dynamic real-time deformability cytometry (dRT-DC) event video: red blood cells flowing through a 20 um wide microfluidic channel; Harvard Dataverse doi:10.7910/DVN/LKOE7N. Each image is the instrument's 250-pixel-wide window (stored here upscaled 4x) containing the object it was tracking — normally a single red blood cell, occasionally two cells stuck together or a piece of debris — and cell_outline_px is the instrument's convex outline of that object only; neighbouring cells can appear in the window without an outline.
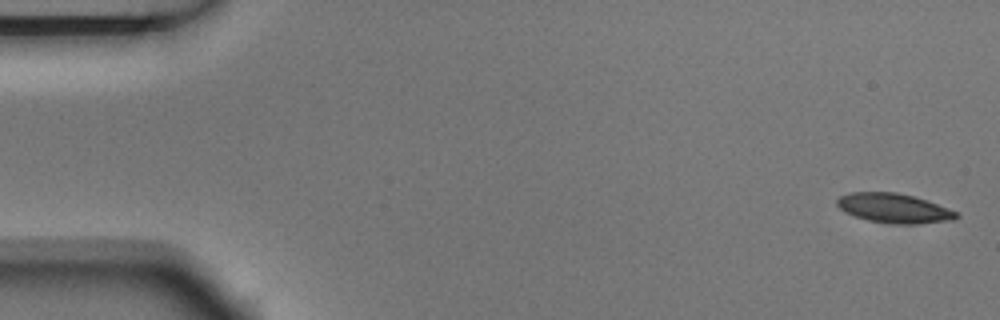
{"species": "Egyptian fruit bat (a non-hibernating species)", "species_latin": "Rousettus aegyptiacus", "temperature_condition": "room temperature", "stored_images_in_passage": 5, "camera_frame_rate_fps": 3000, "um_per_image_px": 0.085, "animal": {"sex": "male"}, "frame": {"image": 1, "passage_image": 1, "time_ms": 0.0, "image_size_px": [1000, 320], "cell_outline_px": [[960, 216], [952, 220], [916, 224], [892, 224], [868, 220], [856, 216], [840, 208], [836, 204], [836, 200], [840, 196], [852, 192], [896, 192], [928, 200], [960, 212]], "centroid_in_image_um": [76.05, 17.7], "position_along_channel_um": 9.0, "area_um2": 20.52}}
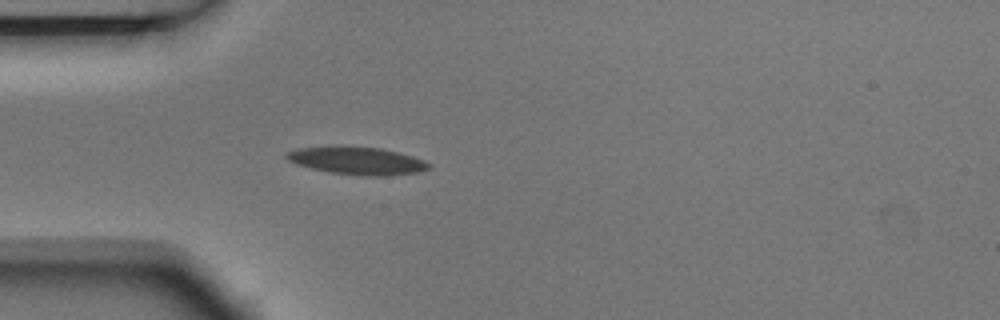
{"frame": {"image": 2, "passage_image": 5, "time_ms": 1.333, "image_size_px": [1000, 320], "cell_outline_px": [[432, 164], [428, 168], [416, 172], [384, 176], [368, 176], [332, 172], [312, 168], [296, 164], [288, 160], [284, 156], [284, 152], [296, 148], [332, 144], [340, 144], [380, 148], [412, 156], [424, 160]], "centroid_in_image_um": [30.26, 13.61], "position_along_channel_um": 54.7, "area_um2": 23.35}}